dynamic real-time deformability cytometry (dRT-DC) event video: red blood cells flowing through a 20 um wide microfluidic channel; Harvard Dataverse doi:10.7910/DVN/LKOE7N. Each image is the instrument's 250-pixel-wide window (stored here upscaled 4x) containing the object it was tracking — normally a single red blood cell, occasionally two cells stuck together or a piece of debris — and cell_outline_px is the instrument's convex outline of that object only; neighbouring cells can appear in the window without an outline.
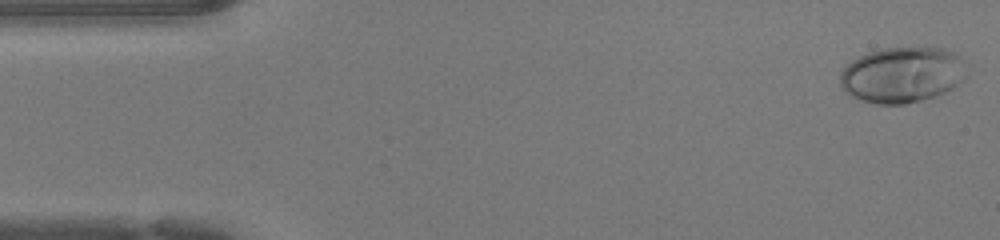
{"species": "human", "species_latin": "Homo sapiens", "temperature_condition": "warm", "stored_images_in_passage": 47, "camera_frame_rate_fps": 3000, "um_per_image_px": 0.085, "donor": {"sex": "female"}, "frame": {"image": 1, "passage_image": 1, "time_ms": 0.0, "image_size_px": [1000, 240], "cell_outline_px": [[968, 76], [952, 88], [936, 96], [904, 104], [876, 104], [860, 100], [852, 96], [840, 84], [840, 72], [852, 60], [868, 52], [884, 48], [944, 48], [956, 52], [960, 56]], "centroid_in_image_um": [76.71, 6.35], "position_along_channel_um": 8.3, "area_um2": 41.04}}
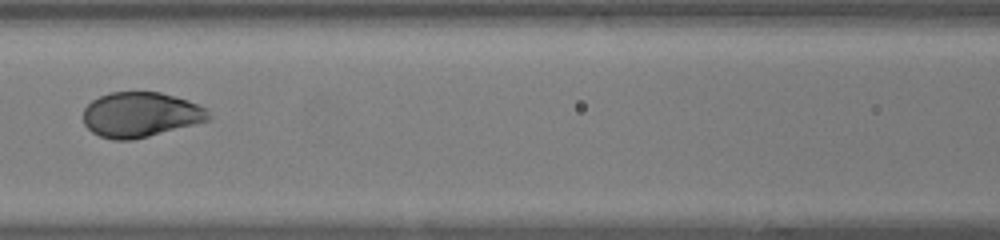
{"frame": {"image": 2, "passage_image": 20, "time_ms": 6.333, "image_size_px": [1000, 240], "cell_outline_px": [[212, 116], [208, 120], [148, 136], [132, 140], [112, 140], [100, 136], [92, 132], [84, 124], [84, 108], [92, 100], [100, 96], [112, 92], [160, 92], [188, 100], [208, 108]], "centroid_in_image_um": [11.95, 9.74], "position_along_channel_um": 154.6, "area_um2": 32.77}}
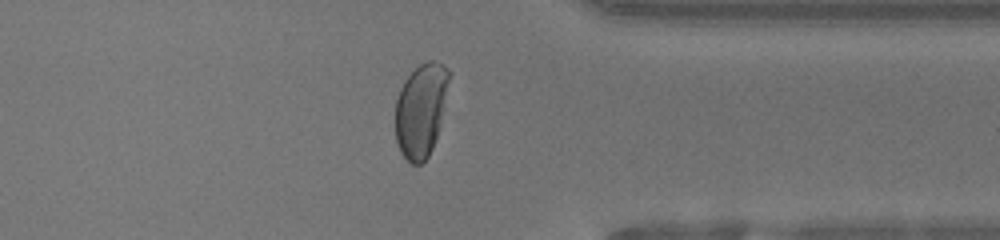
{"frame": {"image": 3, "passage_image": 36, "time_ms": 11.667, "image_size_px": [1000, 240], "cell_outline_px": [[452, 72], [436, 136], [432, 148], [428, 156], [420, 164], [412, 164], [400, 152], [396, 140], [396, 100], [400, 88], [404, 80], [420, 64], [428, 60], [436, 60], [448, 68]], "centroid_in_image_um": [35.78, 9.31], "position_along_channel_um": 375.6, "area_um2": 29.07}, "authors_computed_cell_mechanics": {"area_um2": 34.4488, "velocity_mm_per_s": 4.2826, "shape_relaxation_time_tau1_ms": 3.1824, "shape_relaxation_time_tau2_ms": null, "deformation_change_tau1": 0.2139, "deformation_change_tau2": null}}